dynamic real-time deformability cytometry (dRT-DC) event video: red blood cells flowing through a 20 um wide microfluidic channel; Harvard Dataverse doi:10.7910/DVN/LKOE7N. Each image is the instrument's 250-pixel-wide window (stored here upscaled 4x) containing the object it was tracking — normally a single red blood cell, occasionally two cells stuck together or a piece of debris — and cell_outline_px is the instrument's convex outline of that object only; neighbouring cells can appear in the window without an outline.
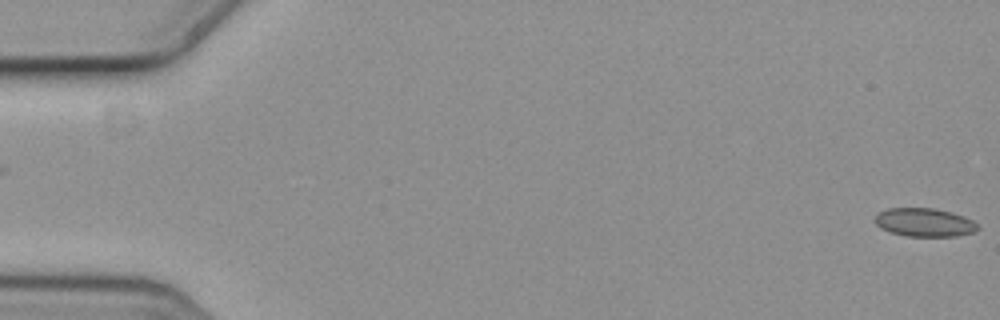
{"species": "common noctule bat (a hibernating species)", "species_latin": "Nyctalus noctula", "temperature_condition": "cold", "stored_images_in_passage": 5, "segment_of_instrument_passage": [2, 2], "camera_frame_rate_fps": 3000, "um_per_image_px": 0.085, "animal": {"sex": "female", "body_mass_g": 19.3, "forearm_length_mm": 54.1}, "frame": {"image": 1, "passage_image": 5, "time_ms": 1.333, "image_size_px": [1000, 320], "cell_outline_px": [[980, 228], [972, 232], [956, 236], [904, 236], [888, 232], [880, 228], [876, 224], [876, 212], [888, 208], [936, 208], [952, 212], [964, 216], [980, 224]], "centroid_in_image_um": [78.57, 18.9], "position_along_channel_um": 6.4, "area_um2": 17.28}}